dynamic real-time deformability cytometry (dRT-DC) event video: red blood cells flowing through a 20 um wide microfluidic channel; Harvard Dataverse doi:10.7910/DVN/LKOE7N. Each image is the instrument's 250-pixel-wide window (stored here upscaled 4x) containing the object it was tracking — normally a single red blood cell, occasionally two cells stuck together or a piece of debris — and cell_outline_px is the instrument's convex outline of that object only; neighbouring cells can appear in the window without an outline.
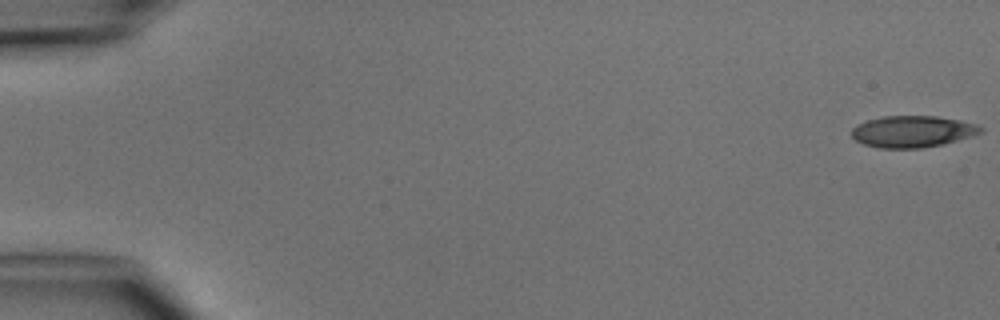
{"species": "common noctule bat (a hibernating species)", "species_latin": "Nyctalus noctula", "temperature_condition": "cold", "stored_images_in_passage": 5, "camera_frame_rate_fps": 3000, "um_per_image_px": 0.085, "animal": {"sex": "male", "body_mass_g": 15.6}, "frame": {"image": 1, "passage_image": 1, "time_ms": 0.0, "image_size_px": [1000, 320], "cell_outline_px": [[984, 132], [972, 136], [944, 144], [920, 148], [880, 148], [864, 144], [856, 140], [852, 136], [852, 128], [856, 124], [868, 120], [884, 116], [936, 116], [960, 120], [976, 124], [984, 128]], "centroid_in_image_um": [77.59, 11.18], "position_along_channel_um": 7.4, "area_um2": 23.81}}
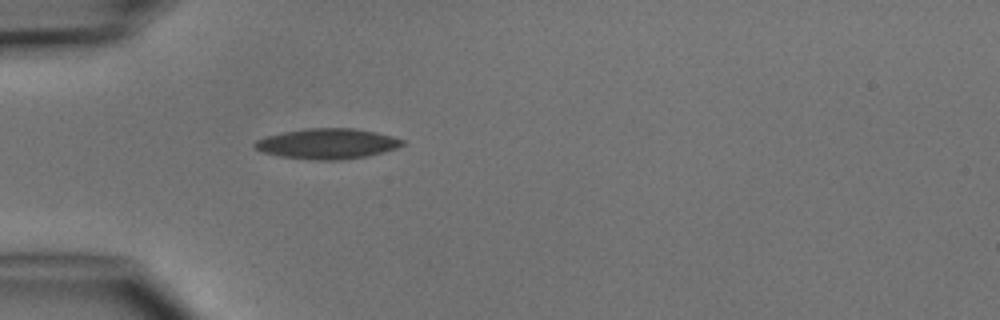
{"frame": {"image": 2, "passage_image": 5, "time_ms": 4.667, "image_size_px": [1000, 320], "cell_outline_px": [[408, 144], [384, 152], [368, 156], [340, 160], [316, 160], [280, 156], [264, 152], [256, 148], [252, 144], [256, 140], [268, 136], [284, 132], [304, 128], [352, 128], [376, 132], [392, 136], [404, 140]], "centroid_in_image_um": [27.87, 12.21], "position_along_channel_um": 57.1, "area_um2": 26.13}}